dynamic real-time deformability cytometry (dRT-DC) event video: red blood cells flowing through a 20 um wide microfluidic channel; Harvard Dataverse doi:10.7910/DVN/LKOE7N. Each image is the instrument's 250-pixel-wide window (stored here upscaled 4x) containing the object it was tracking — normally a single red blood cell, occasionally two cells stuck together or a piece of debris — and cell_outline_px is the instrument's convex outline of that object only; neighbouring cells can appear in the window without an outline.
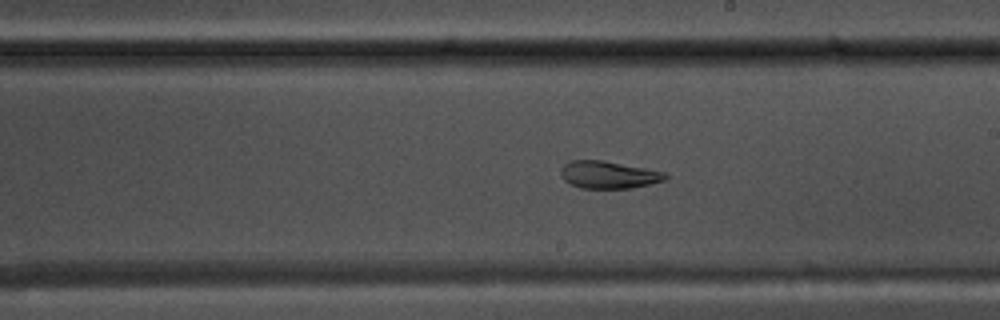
{"species": "common noctule bat (a hibernating species)", "species_latin": "Nyctalus noctula", "temperature_condition": "warm", "stored_images_in_passage": 40, "camera_frame_rate_fps": 3000, "um_per_image_px": 0.085, "animal": {"sex": "male", "body_mass_g": 17.5, "forearm_length_mm": 52.3}, "frame": {"image": 1, "passage_image": 23, "time_ms": 7.333, "image_size_px": [1000, 320], "cell_outline_px": [[668, 176], [664, 180], [632, 188], [580, 188], [564, 180], [560, 176], [560, 168], [564, 164], [572, 160], [600, 160], [644, 168], [664, 172]], "centroid_in_image_um": [51.67, 14.86], "position_along_channel_um": 237.3, "area_um2": 16.47}, "authors_computed_cell_mechanics": {"area_um2": 18.2648, "velocity_mm_per_s": 3.6928, "shape_relaxation_time_tau1_ms": null, "shape_relaxation_time_tau2_ms": 2.5503, "deformation_change_tau1": null, "deformation_change_tau2": 0.085}}